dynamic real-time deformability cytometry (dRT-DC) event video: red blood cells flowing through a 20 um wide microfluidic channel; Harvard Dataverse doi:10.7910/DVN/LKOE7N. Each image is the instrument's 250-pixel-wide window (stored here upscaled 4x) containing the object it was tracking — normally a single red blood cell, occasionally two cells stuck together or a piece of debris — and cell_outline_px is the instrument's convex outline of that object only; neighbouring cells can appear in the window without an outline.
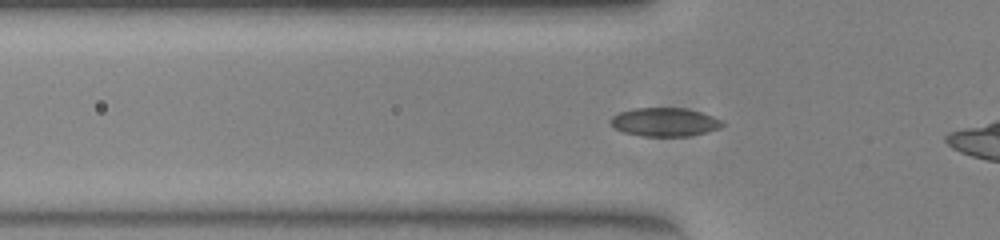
{"species": "common noctule bat (a hibernating species)", "species_latin": "Nyctalus noctula", "temperature_condition": "warm", "stored_images_in_passage": 31, "camera_frame_rate_fps": 3000, "um_per_image_px": 0.085, "animal": {"sex": "female", "body_mass_g": 23.0, "forearm_length_mm": 53.4}, "frame": {"image": 1, "passage_image": 3, "time_ms": 0.667, "image_size_px": [1000, 240], "cell_outline_px": [[724, 124], [720, 128], [708, 132], [688, 136], [640, 136], [624, 132], [616, 128], [608, 120], [612, 116], [620, 112], [632, 108], [684, 108], [700, 112], [724, 120]], "centroid_in_image_um": [56.51, 10.37], "position_along_channel_um": 69.3, "area_um2": 18.67}}
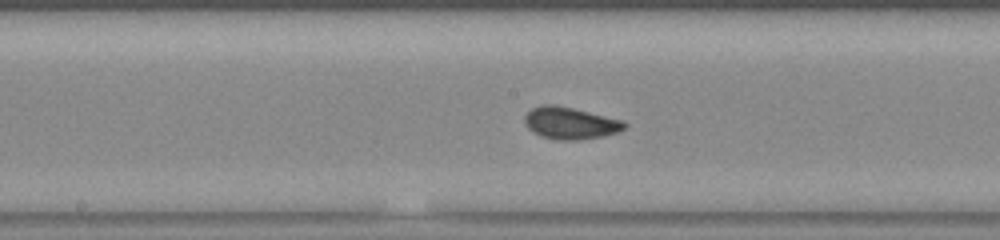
{"frame": {"image": 2, "passage_image": 13, "time_ms": 4.0, "image_size_px": [1000, 240], "cell_outline_px": [[628, 124], [624, 128], [616, 132], [604, 136], [576, 140], [560, 140], [540, 136], [532, 132], [528, 128], [524, 120], [524, 116], [532, 108], [540, 104], [552, 104], [572, 108], [624, 120]], "centroid_in_image_um": [48.46, 10.46], "position_along_channel_um": 199.7, "area_um2": 18.61}}
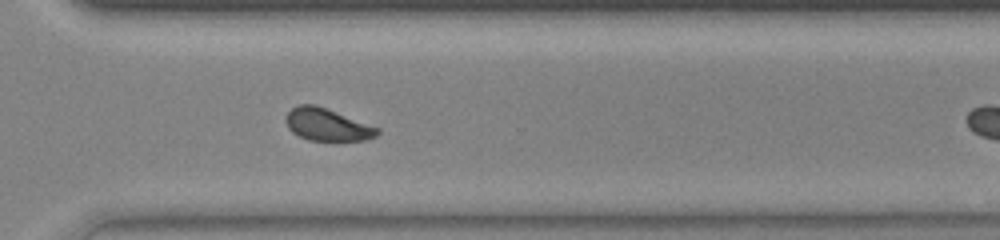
{"frame": {"image": 3, "passage_image": 24, "time_ms": 7.667, "image_size_px": [1000, 240], "cell_outline_px": [[380, 132], [376, 136], [368, 140], [308, 140], [292, 132], [288, 128], [284, 120], [288, 112], [292, 108], [300, 104], [316, 104], [380, 128]], "centroid_in_image_um": [27.81, 10.59], "position_along_channel_um": 342.8, "area_um2": 17.28}, "authors_computed_cell_mechanics": {"area_um2": 17.918, "velocity_mm_per_s": 3.8979, "shape_relaxation_time_tau1_ms": 6.8659, "shape_relaxation_time_tau2_ms": null, "deformation_change_tau1": 0.1487, "deformation_change_tau2": null}}